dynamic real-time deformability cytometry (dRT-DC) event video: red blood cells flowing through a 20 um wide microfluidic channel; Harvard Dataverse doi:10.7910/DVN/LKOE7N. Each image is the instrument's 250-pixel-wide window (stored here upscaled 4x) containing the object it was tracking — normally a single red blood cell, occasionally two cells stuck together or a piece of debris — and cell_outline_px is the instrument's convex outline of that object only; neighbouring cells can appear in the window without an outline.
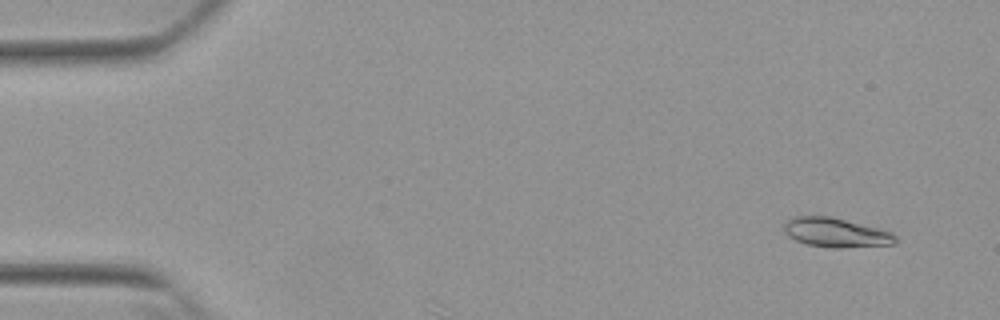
{"species": "Egyptian fruit bat (a non-hibernating species)", "species_latin": "Rousettus aegyptiacus", "temperature_condition": "warm", "stored_images_in_passage": 7, "camera_frame_rate_fps": 3000, "um_per_image_px": 0.085, "animal": {"sex": "female"}, "frame": {"image": 1, "passage_image": 4, "time_ms": 1.0, "image_size_px": [1000, 320], "cell_outline_px": [[896, 244], [844, 248], [828, 248], [808, 244], [796, 240], [788, 236], [784, 232], [784, 224], [792, 216], [828, 216], [880, 228], [892, 232], [896, 236]], "centroid_in_image_um": [71.07, 19.78], "position_along_channel_um": 13.9, "area_um2": 19.13}}